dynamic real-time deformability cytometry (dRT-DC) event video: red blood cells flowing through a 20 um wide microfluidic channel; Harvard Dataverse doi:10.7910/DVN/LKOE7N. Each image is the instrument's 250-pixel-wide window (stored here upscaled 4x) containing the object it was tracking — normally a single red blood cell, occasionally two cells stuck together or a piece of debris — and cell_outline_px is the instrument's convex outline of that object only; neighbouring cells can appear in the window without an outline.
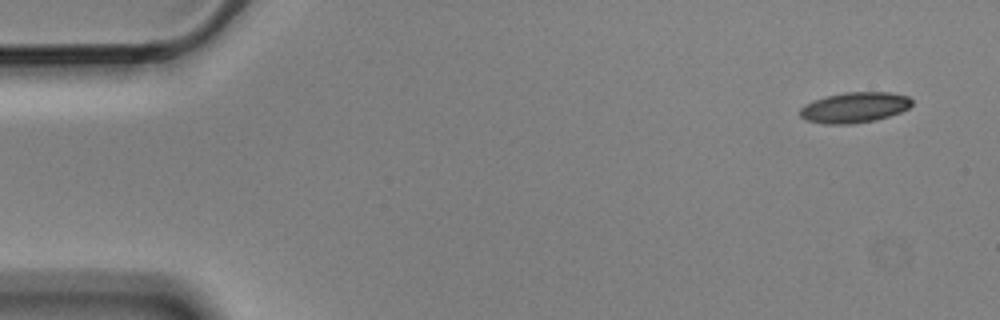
{"species": "Egyptian fruit bat (a non-hibernating species)", "species_latin": "Rousettus aegyptiacus", "temperature_condition": "cold", "stored_images_in_passage": 5, "camera_frame_rate_fps": 3000, "um_per_image_px": 0.085, "animal": {"sex": "male"}, "frame": {"image": 1, "passage_image": 1, "time_ms": 0.0, "image_size_px": [1000, 320], "cell_outline_px": [[912, 104], [908, 108], [900, 112], [876, 120], [852, 124], [824, 124], [804, 120], [800, 116], [800, 108], [804, 104], [812, 100], [844, 92], [888, 92], [908, 96], [912, 100]], "centroid_in_image_um": [72.6, 9.14], "position_along_channel_um": 12.4, "area_um2": 20.0}}
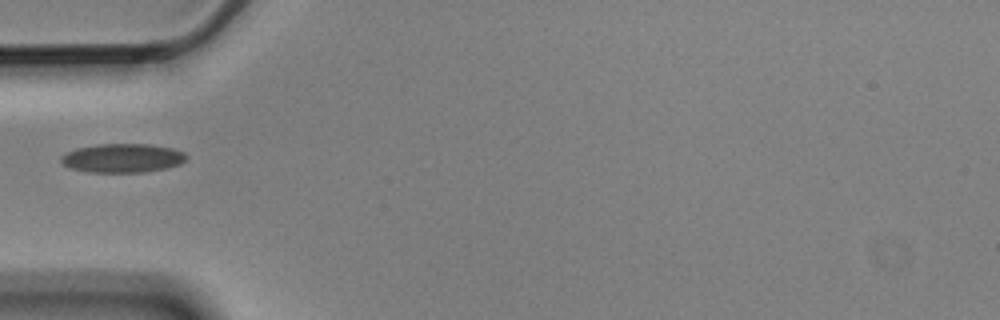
{"frame": {"image": 2, "passage_image": 5, "time_ms": 1.333, "image_size_px": [1000, 320], "cell_outline_px": [[188, 156], [180, 164], [168, 168], [144, 172], [88, 172], [68, 168], [60, 160], [60, 156], [76, 148], [100, 144], [148, 144], [172, 148], [184, 152]], "centroid_in_image_um": [10.41, 13.44], "position_along_channel_um": 74.6, "area_um2": 21.15}}